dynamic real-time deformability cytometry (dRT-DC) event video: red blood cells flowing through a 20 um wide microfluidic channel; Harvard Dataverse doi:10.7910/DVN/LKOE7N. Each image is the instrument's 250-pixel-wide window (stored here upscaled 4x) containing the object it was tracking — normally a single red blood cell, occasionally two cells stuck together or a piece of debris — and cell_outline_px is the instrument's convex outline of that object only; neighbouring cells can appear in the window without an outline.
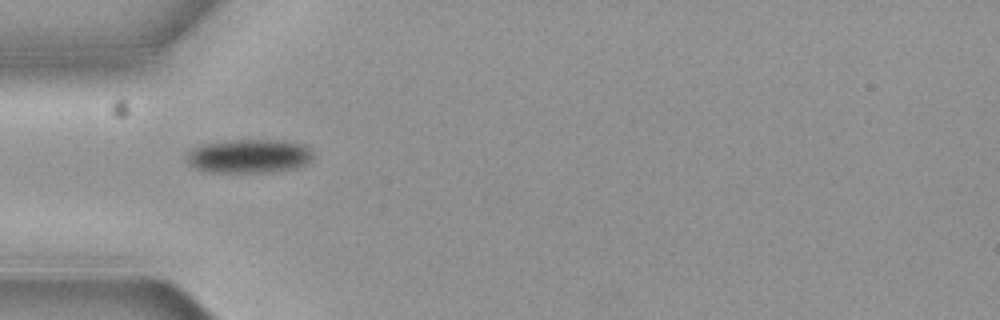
{"species": "common noctule bat (a hibernating species)", "species_latin": "Nyctalus noctula", "temperature_condition": "cold", "stored_images_in_passage": 11, "camera_frame_rate_fps": 3000, "um_per_image_px": 0.085, "animal": {"sex": "female", "body_mass_g": 19.3, "forearm_length_mm": 54.1}, "frame": {"image": 1, "passage_image": 1, "time_ms": 0.0, "image_size_px": [1000, 320], "cell_outline_px": [[312, 156], [304, 164], [296, 168], [264, 172], [212, 172], [196, 168], [188, 160], [188, 152], [192, 148], [200, 144], [228, 140], [276, 140], [304, 144], [312, 152]], "centroid_in_image_um": [21.15, 13.25], "position_along_channel_um": 63.8, "area_um2": 24.57}}
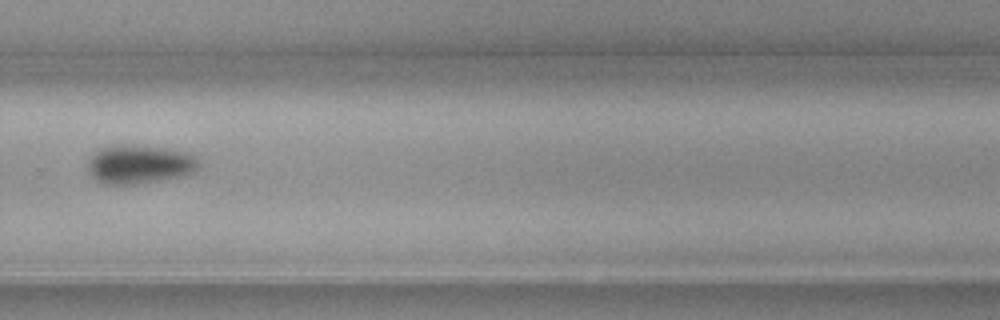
{"frame": {"image": 2, "passage_image": 7, "time_ms": 2.0, "image_size_px": [1000, 320], "cell_outline_px": [[196, 168], [192, 172], [176, 176], [156, 180], [128, 184], [104, 184], [96, 180], [88, 172], [88, 160], [100, 148], [120, 144], [164, 148], [188, 152], [196, 160]], "centroid_in_image_um": [11.76, 13.95], "position_along_channel_um": 318.0, "area_um2": 24.28}}
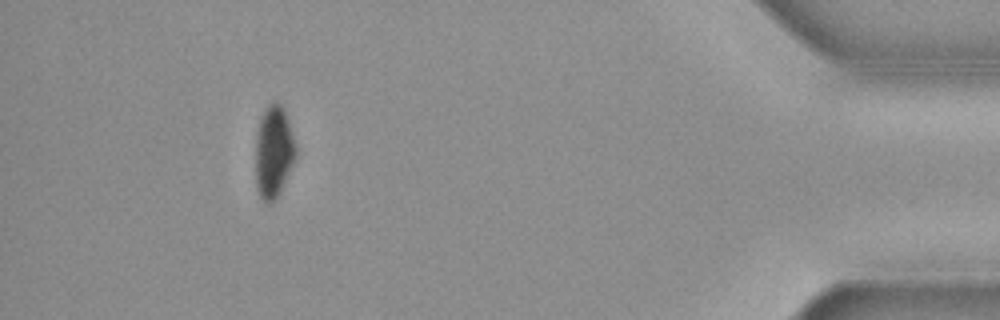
{"frame": {"image": 3, "passage_image": 10, "time_ms": 3.0, "image_size_px": [1000, 320], "cell_outline_px": [[296, 156], [280, 192], [268, 204], [260, 196], [256, 184], [256, 132], [264, 108], [272, 100], [276, 100], [284, 108], [288, 120], [296, 148]], "centroid_in_image_um": [23.25, 12.83], "position_along_channel_um": 412.0, "area_um2": 21.44}}